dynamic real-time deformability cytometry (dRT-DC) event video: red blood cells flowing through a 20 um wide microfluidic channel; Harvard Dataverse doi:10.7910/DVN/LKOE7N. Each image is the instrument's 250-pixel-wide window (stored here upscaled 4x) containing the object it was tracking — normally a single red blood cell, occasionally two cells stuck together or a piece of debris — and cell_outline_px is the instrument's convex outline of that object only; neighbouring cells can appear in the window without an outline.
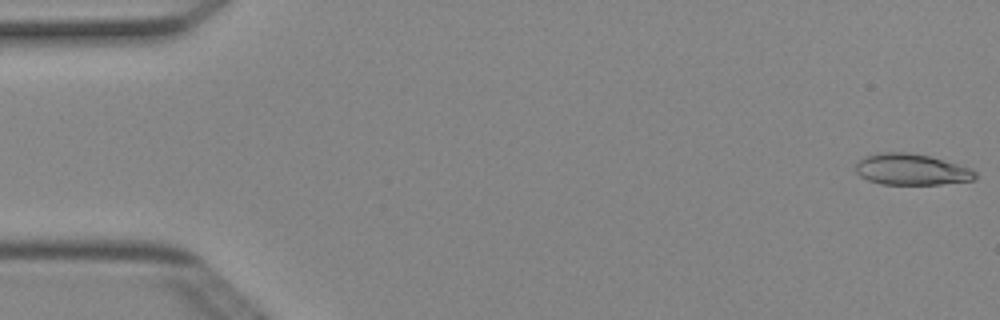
{"species": "Egyptian fruit bat (a non-hibernating species)", "species_latin": "Rousettus aegyptiacus", "temperature_condition": "cold", "stored_images_in_passage": 50, "camera_frame_rate_fps": 3000, "um_per_image_px": 0.085, "animal": {"sex": "female"}, "frame": {"image": 1, "passage_image": 1, "time_ms": 0.0, "image_size_px": [1000, 320], "cell_outline_px": [[976, 180], [940, 184], [880, 184], [868, 180], [860, 176], [856, 172], [856, 164], [864, 156], [884, 152], [908, 152], [928, 156], [972, 168], [976, 172]], "centroid_in_image_um": [77.48, 14.41], "position_along_channel_um": 7.5, "area_um2": 21.68}}
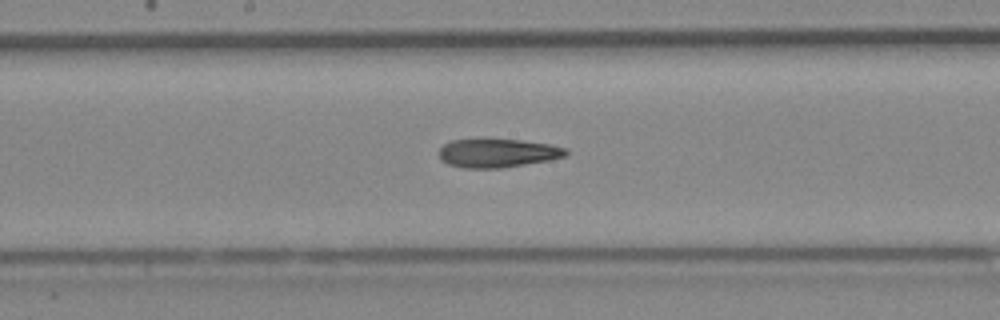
{"frame": {"image": 2, "passage_image": 26, "time_ms": 8.333, "image_size_px": [1000, 320], "cell_outline_px": [[568, 152], [564, 156], [548, 160], [500, 168], [464, 168], [448, 164], [440, 160], [436, 152], [444, 144], [452, 140], [520, 140], [548, 144], [568, 148]], "centroid_in_image_um": [42.24, 13.02], "position_along_channel_um": 206.0, "area_um2": 20.98}}
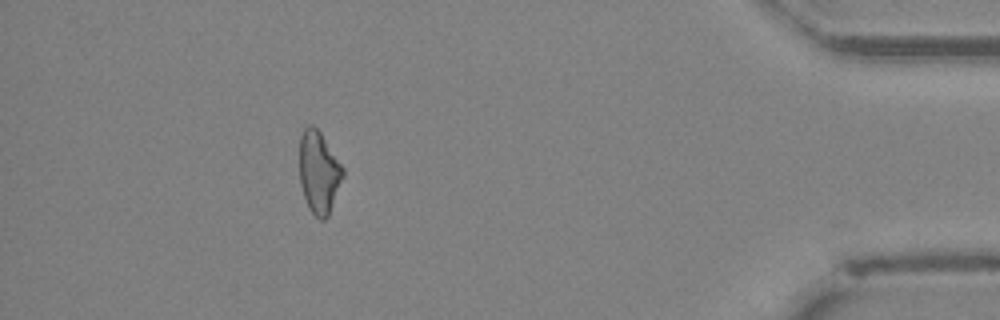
{"frame": {"image": 3, "passage_image": 45, "time_ms": 14.667, "image_size_px": [1000, 320], "cell_outline_px": [[344, 176], [328, 216], [324, 220], [320, 220], [308, 208], [300, 184], [300, 136], [304, 128], [308, 124], [312, 124], [320, 132], [344, 168]], "centroid_in_image_um": [27.1, 14.64], "position_along_channel_um": 408.1, "area_um2": 20.75}}